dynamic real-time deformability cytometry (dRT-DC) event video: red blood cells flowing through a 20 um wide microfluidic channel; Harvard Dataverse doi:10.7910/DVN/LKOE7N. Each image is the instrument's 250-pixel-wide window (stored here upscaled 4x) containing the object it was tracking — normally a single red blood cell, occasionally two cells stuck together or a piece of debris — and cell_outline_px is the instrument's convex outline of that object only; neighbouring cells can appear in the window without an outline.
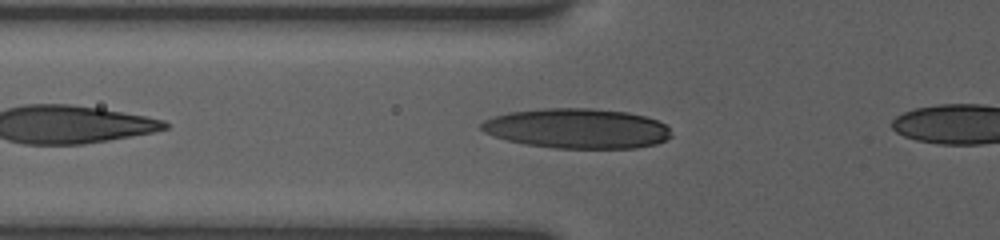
{"species": "human", "species_latin": "Homo sapiens", "temperature_condition": "room temperature", "stored_images_in_passage": 5, "camera_frame_rate_fps": 3000, "um_per_image_px": 0.085, "donor": {"sex": "female"}, "frame": {"image": 1, "passage_image": 2, "time_ms": 0.333, "image_size_px": [1000, 240], "cell_outline_px": [[672, 136], [656, 144], [636, 148], [556, 148], [524, 144], [508, 140], [484, 132], [480, 128], [480, 124], [484, 120], [492, 116], [508, 112], [544, 108], [588, 108], [628, 112], [644, 116], [656, 120], [664, 124], [668, 128]], "centroid_in_image_um": [49.03, 10.91], "position_along_channel_um": 76.8, "area_um2": 44.16}}